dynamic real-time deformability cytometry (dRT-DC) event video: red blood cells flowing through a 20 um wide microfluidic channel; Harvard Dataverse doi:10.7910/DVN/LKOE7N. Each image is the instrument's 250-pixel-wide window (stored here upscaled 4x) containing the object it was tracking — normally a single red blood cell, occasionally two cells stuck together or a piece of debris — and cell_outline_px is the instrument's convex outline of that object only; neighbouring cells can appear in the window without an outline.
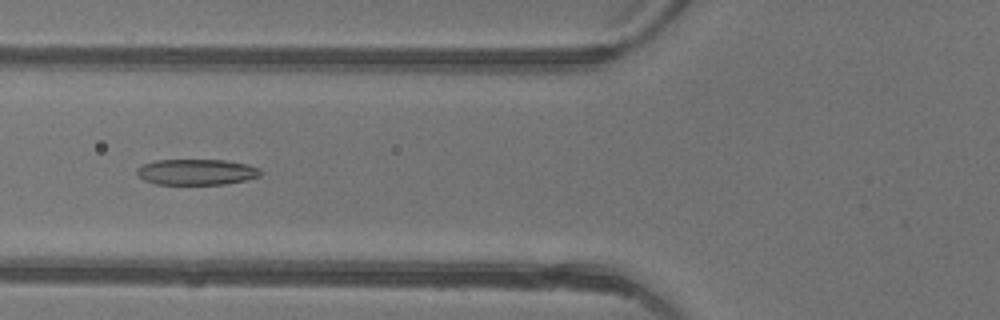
{"species": "common noctule bat (a hibernating species)", "species_latin": "Nyctalus noctula", "temperature_condition": "warm", "stored_images_in_passage": 46, "camera_frame_rate_fps": 3000, "um_per_image_px": 0.085, "animal": {"sex": "female"}, "frame": {"image": 1, "passage_image": 18, "time_ms": 5.667, "image_size_px": [1000, 320], "cell_outline_px": [[260, 176], [248, 180], [224, 184], [156, 184], [144, 180], [136, 172], [136, 168], [140, 164], [156, 160], [224, 160], [248, 164], [260, 168]], "centroid_in_image_um": [16.7, 14.61], "position_along_channel_um": 109.1, "area_um2": 18.73}}
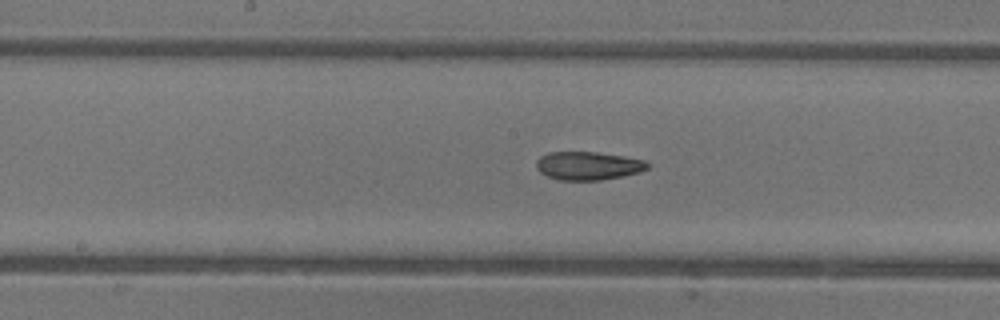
{"frame": {"image": 2, "passage_image": 24, "time_ms": 7.667, "image_size_px": [1000, 320], "cell_outline_px": [[648, 168], [640, 172], [600, 180], [556, 180], [540, 172], [536, 168], [536, 160], [540, 156], [548, 152], [596, 152], [624, 156], [644, 160], [648, 164]], "centroid_in_image_um": [49.95, 14.08], "position_along_channel_um": 198.3, "area_um2": 18.32}}
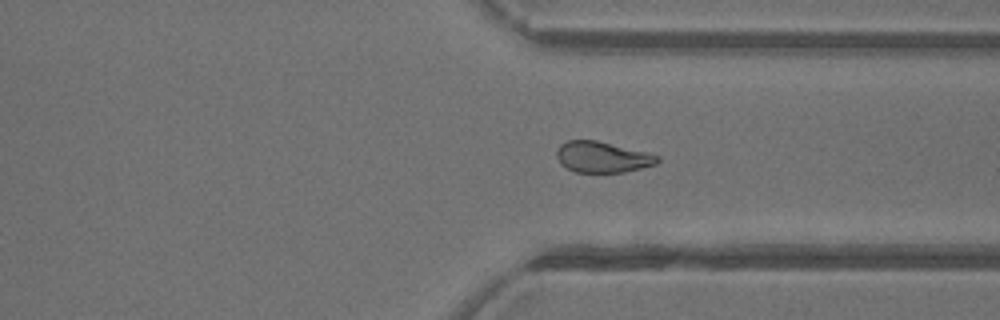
{"frame": {"image": 3, "passage_image": 35, "time_ms": 11.333, "image_size_px": [1000, 320], "cell_outline_px": [[660, 160], [656, 164], [624, 172], [576, 172], [560, 164], [556, 156], [556, 152], [560, 144], [568, 140], [596, 140], [648, 152], [660, 156]], "centroid_in_image_um": [51.2, 13.34], "position_along_channel_um": 360.2, "area_um2": 18.21}, "authors_computed_cell_mechanics": {"area_um2": 19.7098, "velocity_mm_per_s": 4.4272, "shape_relaxation_time_tau1_ms": null, "shape_relaxation_time_tau2_ms": 2.7199, "deformation_change_tau1": null, "deformation_change_tau2": 0.1016}}